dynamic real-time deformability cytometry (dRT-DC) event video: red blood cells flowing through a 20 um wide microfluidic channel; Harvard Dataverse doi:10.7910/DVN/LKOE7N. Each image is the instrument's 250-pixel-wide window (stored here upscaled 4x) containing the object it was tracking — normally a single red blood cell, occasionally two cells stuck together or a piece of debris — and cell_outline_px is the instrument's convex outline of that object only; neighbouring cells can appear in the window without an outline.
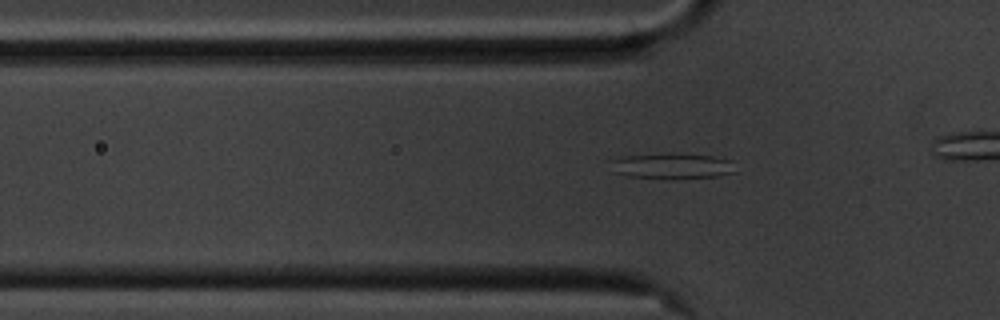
{"species": "common noctule bat (a hibernating species)", "species_latin": "Nyctalus noctula", "temperature_condition": "cold", "stored_images_in_passage": 45, "segment_of_instrument_passage": [1, 2], "camera_frame_rate_fps": 3000, "um_per_image_px": 0.085, "animal": {"sex": "male", "body_mass_g": 20.1, "forearm_length_mm": 53.5}, "frame": {"image": 1, "passage_image": 18, "time_ms": 5.667, "image_size_px": [1000, 320], "cell_outline_px": [[736, 172], [716, 176], [676, 180], [672, 180], [628, 176], [616, 172], [608, 160], [624, 156], [668, 152], [672, 152], [712, 156], [732, 160]], "centroid_in_image_um": [57.14, 14.11], "position_along_channel_um": 68.7, "area_um2": 19.31}}
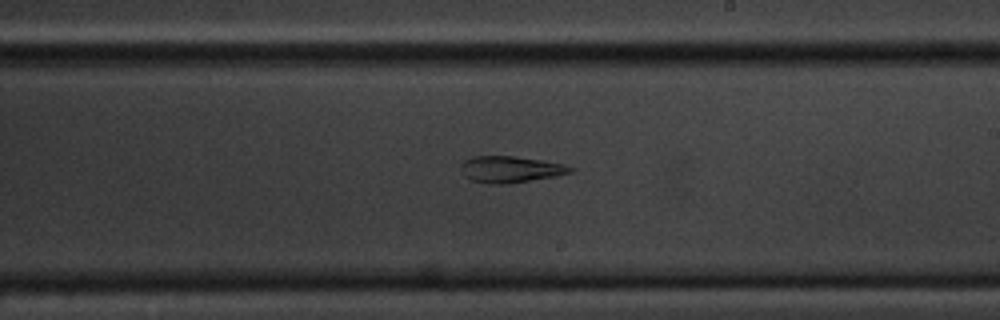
{"frame": {"image": 2, "passage_image": 33, "time_ms": 10.667, "image_size_px": [1000, 320], "cell_outline_px": [[576, 168], [572, 172], [556, 176], [504, 184], [488, 184], [472, 180], [464, 176], [460, 168], [460, 164], [464, 160], [472, 156], [512, 156], [544, 160], [564, 164]], "centroid_in_image_um": [43.38, 14.38], "position_along_channel_um": 245.6, "area_um2": 16.99}}
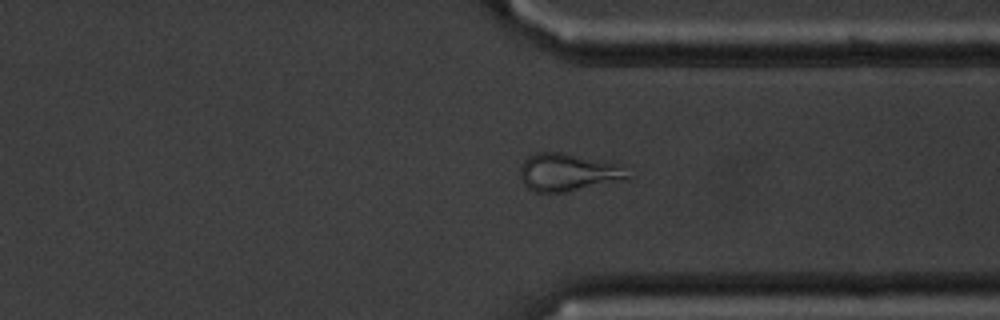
{"frame": {"image": 3, "passage_image": 43, "time_ms": 14.0, "image_size_px": [1000, 320], "cell_outline_px": [[632, 176], [568, 192], [536, 192], [528, 188], [524, 184], [520, 176], [520, 168], [524, 160], [528, 156], [536, 152], [564, 152], [608, 160], [620, 164]], "centroid_in_image_um": [48.25, 14.61], "position_along_channel_um": 363.1, "area_um2": 23.7}}